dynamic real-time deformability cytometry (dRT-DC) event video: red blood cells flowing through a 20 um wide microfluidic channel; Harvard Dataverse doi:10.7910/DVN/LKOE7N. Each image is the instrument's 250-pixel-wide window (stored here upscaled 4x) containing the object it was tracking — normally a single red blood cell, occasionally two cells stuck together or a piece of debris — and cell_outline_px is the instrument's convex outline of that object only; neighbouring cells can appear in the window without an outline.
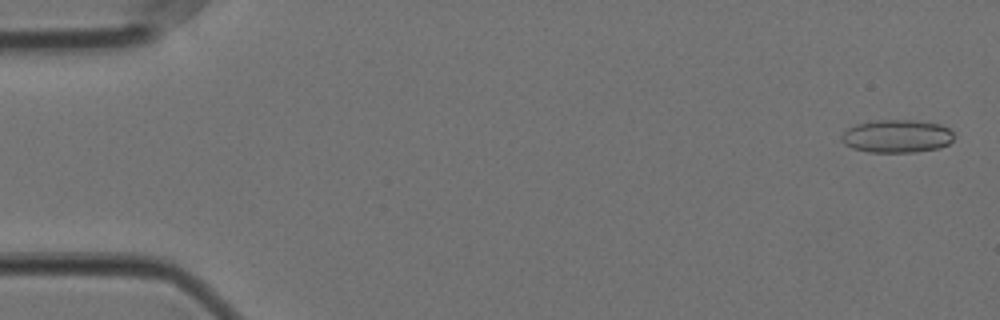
{"species": "Egyptian fruit bat (a non-hibernating species)", "species_latin": "Rousettus aegyptiacus", "temperature_condition": "cold", "stored_images_in_passage": 54, "camera_frame_rate_fps": 3000, "um_per_image_px": 0.085, "animal": {"sex": "female"}, "frame": {"image": 1, "passage_image": 2, "time_ms": 0.333, "image_size_px": [1000, 320], "cell_outline_px": [[952, 140], [948, 144], [940, 148], [916, 152], [868, 152], [852, 148], [844, 144], [840, 140], [840, 136], [848, 128], [856, 124], [872, 120], [916, 120], [940, 124], [948, 128], [952, 132]], "centroid_in_image_um": [76.2, 11.57], "position_along_channel_um": 8.8, "area_um2": 21.79}}
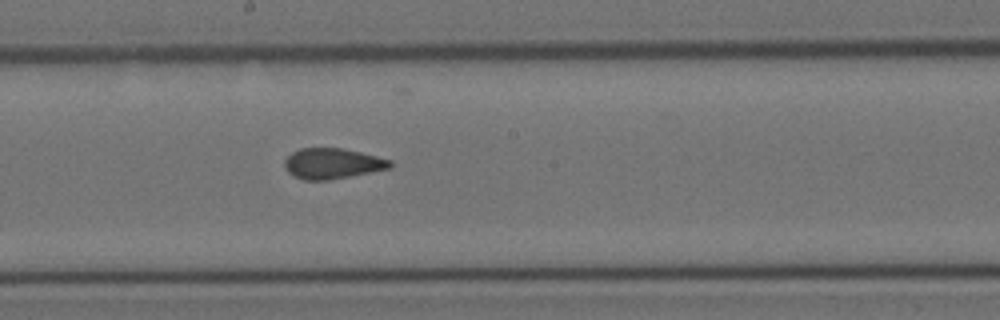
{"frame": {"image": 2, "passage_image": 31, "time_ms": 10.0, "image_size_px": [1000, 320], "cell_outline_px": [[392, 168], [328, 180], [304, 180], [288, 172], [284, 168], [284, 160], [292, 152], [300, 148], [340, 148], [360, 152], [392, 160]], "centroid_in_image_um": [28.25, 13.9], "position_along_channel_um": 220.0, "area_um2": 18.73}}
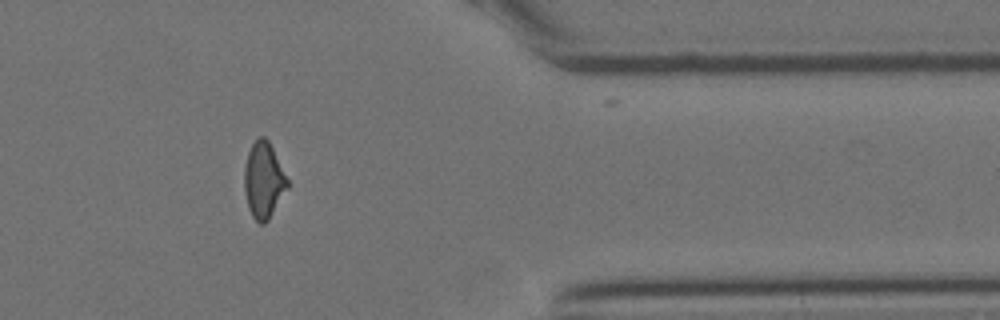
{"frame": {"image": 3, "passage_image": 47, "time_ms": 15.333, "image_size_px": [1000, 320], "cell_outline_px": [[288, 188], [268, 220], [264, 224], [260, 224], [252, 216], [248, 208], [244, 188], [244, 168], [248, 152], [252, 144], [260, 136], [264, 136], [268, 140], [288, 180]], "centroid_in_image_um": [22.39, 15.34], "position_along_channel_um": 389.0, "area_um2": 18.9}, "authors_computed_cell_mechanics": {"area_um2": 19.5942, "velocity_mm_per_s": 3.5565, "shape_relaxation_time_tau1_ms": null, "shape_relaxation_time_tau2_ms": 1.7097, "deformation_change_tau1": null, "deformation_change_tau2": 0.0744}}